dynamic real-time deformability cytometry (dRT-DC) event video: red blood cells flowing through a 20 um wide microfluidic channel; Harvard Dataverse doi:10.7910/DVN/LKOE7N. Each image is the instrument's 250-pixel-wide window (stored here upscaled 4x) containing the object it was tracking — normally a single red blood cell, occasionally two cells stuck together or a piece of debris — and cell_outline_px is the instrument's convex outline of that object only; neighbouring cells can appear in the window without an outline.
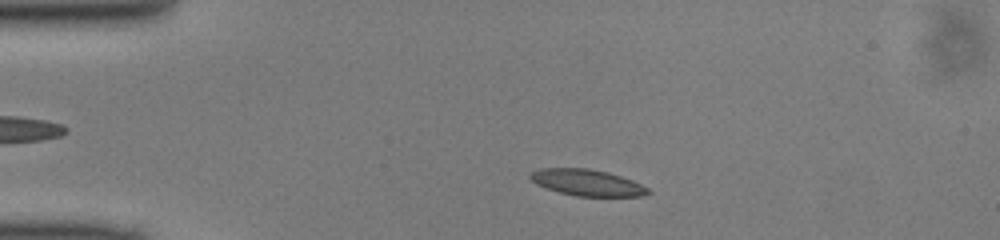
{"species": "common noctule bat (a hibernating species)", "species_latin": "Nyctalus noctula", "temperature_condition": "cold", "stored_images_in_passage": 44, "camera_frame_rate_fps": 3000, "um_per_image_px": 0.085, "animal": {"sex": "male", "body_mass_g": 13.0, "forearm_length_mm": 53.1}, "frame": {"image": 1, "passage_image": 5, "time_ms": 1.333, "image_size_px": [1000, 240], "cell_outline_px": [[652, 192], [644, 196], [576, 196], [560, 192], [536, 184], [528, 176], [528, 172], [540, 168], [588, 168], [608, 172], [632, 180], [648, 188]], "centroid_in_image_um": [49.89, 15.51], "position_along_channel_um": 35.1, "area_um2": 18.09}}
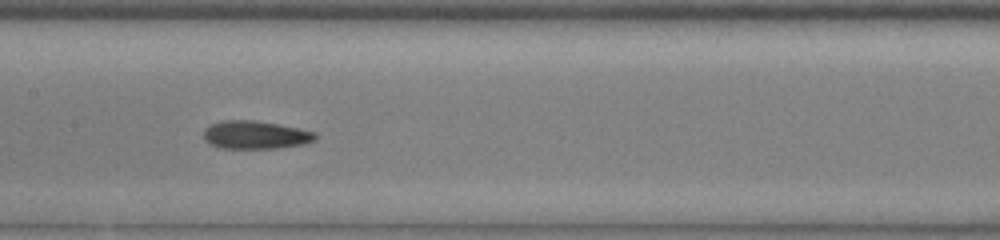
{"frame": {"image": 2, "passage_image": 19, "time_ms": 6.0, "image_size_px": [1000, 240], "cell_outline_px": [[316, 140], [304, 144], [276, 148], [220, 148], [204, 140], [204, 128], [220, 120], [256, 120], [316, 132]], "centroid_in_image_um": [21.69, 11.46], "position_along_channel_um": 185.7, "area_um2": 18.21}}
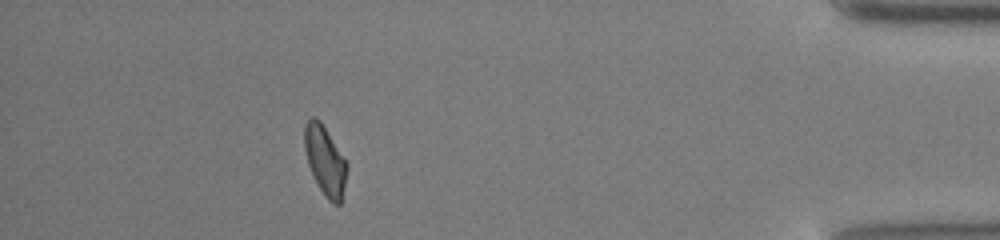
{"frame": {"image": 3, "passage_image": 39, "time_ms": 12.667, "image_size_px": [1000, 240], "cell_outline_px": [[348, 168], [340, 204], [332, 204], [328, 200], [312, 176], [308, 164], [304, 148], [304, 124], [312, 116], [316, 116], [320, 120], [348, 164]], "centroid_in_image_um": [27.61, 13.63], "position_along_channel_um": 407.6, "area_um2": 17.11}}